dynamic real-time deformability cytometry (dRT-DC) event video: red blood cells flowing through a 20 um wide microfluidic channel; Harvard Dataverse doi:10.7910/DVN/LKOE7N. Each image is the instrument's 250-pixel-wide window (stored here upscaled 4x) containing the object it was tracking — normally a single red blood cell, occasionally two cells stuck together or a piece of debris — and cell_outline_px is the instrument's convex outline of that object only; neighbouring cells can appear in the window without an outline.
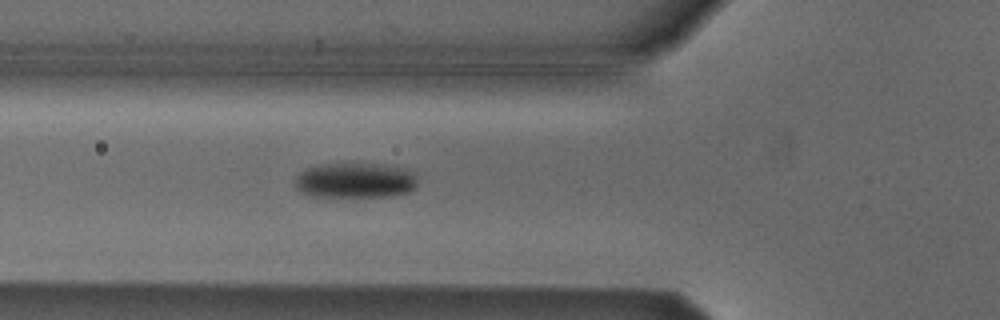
{"species": "Egyptian fruit bat (a non-hibernating species)", "species_latin": "Rousettus aegyptiacus", "temperature_condition": "cold", "stored_images_in_passage": 5, "camera_frame_rate_fps": 3000, "um_per_image_px": 0.085, "animal": {"sex": "male"}, "frame": {"image": 1, "passage_image": 5, "time_ms": 1.333, "image_size_px": [1000, 320], "cell_outline_px": [[416, 188], [408, 192], [392, 196], [312, 196], [300, 192], [296, 188], [296, 176], [300, 172], [316, 164], [380, 164], [408, 168], [416, 172]], "centroid_in_image_um": [30.23, 15.32], "position_along_channel_um": 95.6, "area_um2": 25.32}}